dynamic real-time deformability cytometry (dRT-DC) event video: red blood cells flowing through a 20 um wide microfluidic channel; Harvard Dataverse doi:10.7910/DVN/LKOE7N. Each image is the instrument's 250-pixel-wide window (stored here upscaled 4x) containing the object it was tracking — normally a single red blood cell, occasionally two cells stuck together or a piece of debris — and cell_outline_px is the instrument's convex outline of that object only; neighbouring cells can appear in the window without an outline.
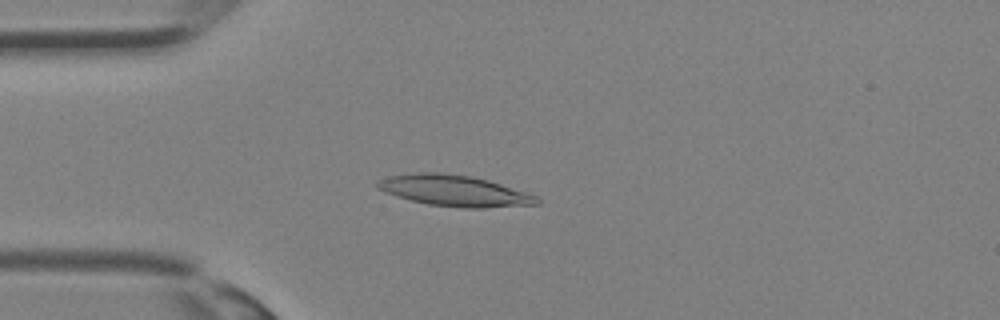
{"species": "Egyptian fruit bat (a non-hibernating species)", "species_latin": "Rousettus aegyptiacus", "temperature_condition": "room temperature", "stored_images_in_passage": 35, "camera_frame_rate_fps": 3000, "um_per_image_px": 0.085, "animal": {"sex": "female"}, "frame": {"image": 1, "passage_image": 9, "time_ms": 2.667, "image_size_px": [1000, 320], "cell_outline_px": [[540, 204], [484, 208], [460, 208], [428, 204], [396, 196], [384, 192], [376, 188], [376, 180], [388, 176], [416, 172], [440, 172], [472, 176], [488, 180], [528, 192], [536, 196], [540, 200]], "centroid_in_image_um": [38.61, 16.2], "position_along_channel_um": 46.4, "area_um2": 29.13}}
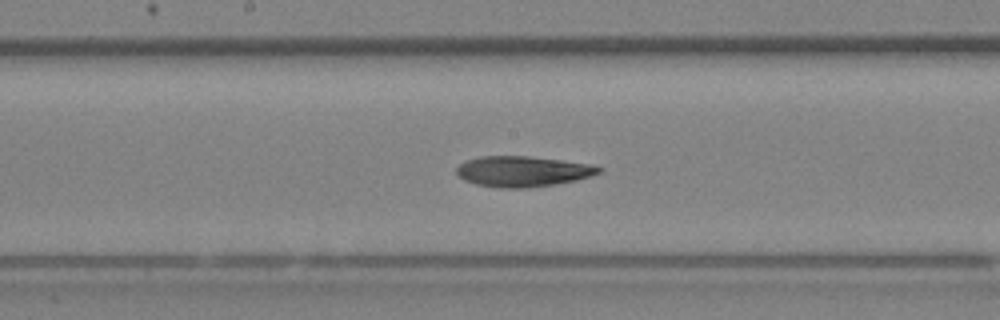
{"frame": {"image": 2, "passage_image": 18, "time_ms": 5.667, "image_size_px": [1000, 320], "cell_outline_px": [[604, 168], [600, 172], [592, 176], [576, 180], [552, 184], [524, 188], [496, 188], [476, 184], [464, 180], [456, 176], [456, 168], [464, 160], [480, 156], [528, 156], [592, 164]], "centroid_in_image_um": [44.39, 14.56], "position_along_channel_um": 203.8, "area_um2": 25.49}}
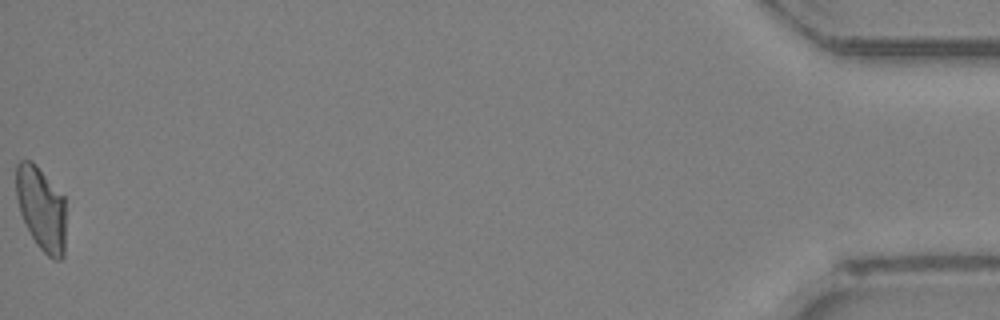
{"frame": {"image": 3, "passage_image": 35, "time_ms": 11.333, "image_size_px": [1000, 320], "cell_outline_px": [[64, 256], [60, 260], [52, 260], [36, 244], [20, 212], [16, 196], [16, 164], [20, 160], [32, 160], [64, 196]], "centroid_in_image_um": [3.5, 17.71], "position_along_channel_um": 431.7, "area_um2": 24.16}}